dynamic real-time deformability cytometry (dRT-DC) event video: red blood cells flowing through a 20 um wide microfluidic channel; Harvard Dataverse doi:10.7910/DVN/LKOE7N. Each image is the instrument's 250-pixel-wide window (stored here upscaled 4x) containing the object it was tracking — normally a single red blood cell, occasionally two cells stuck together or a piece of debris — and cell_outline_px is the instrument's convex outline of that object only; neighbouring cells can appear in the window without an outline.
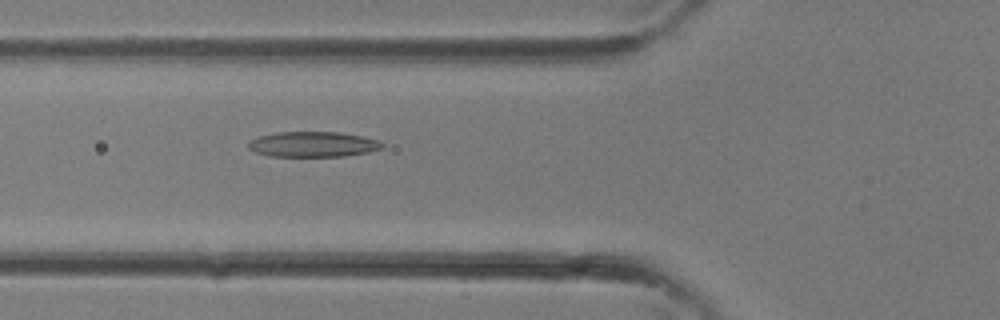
{"species": "common noctule bat (a hibernating species)", "species_latin": "Nyctalus noctula", "temperature_condition": "room temperature", "stored_images_in_passage": 30, "camera_frame_rate_fps": 3000, "um_per_image_px": 0.085, "animal": {"sex": "female"}, "frame": {"image": 1, "passage_image": 9, "time_ms": 2.667, "image_size_px": [1000, 320], "cell_outline_px": [[384, 148], [368, 152], [344, 156], [268, 156], [256, 152], [248, 148], [248, 140], [260, 136], [276, 132], [340, 132], [380, 140], [384, 144]], "centroid_in_image_um": [26.61, 12.26], "position_along_channel_um": 99.2, "area_um2": 19.83}}
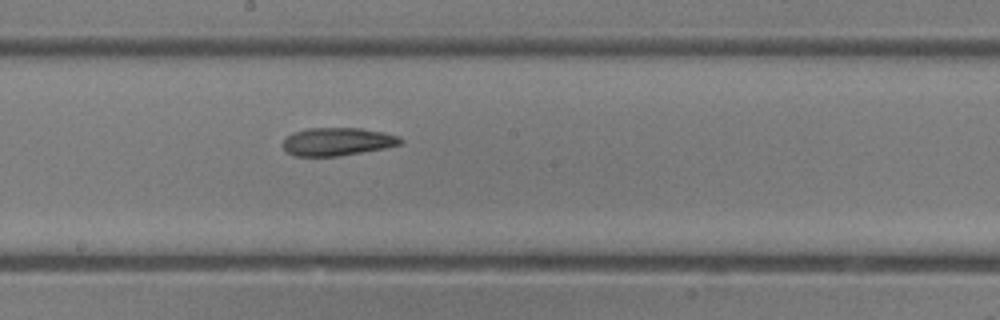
{"frame": {"image": 2, "passage_image": 15, "time_ms": 4.667, "image_size_px": [1000, 320], "cell_outline_px": [[404, 140], [400, 144], [384, 148], [340, 156], [292, 156], [284, 152], [284, 140], [288, 136], [296, 132], [308, 128], [360, 128], [384, 132], [400, 136]], "centroid_in_image_um": [28.69, 12.04], "position_along_channel_um": 219.5, "area_um2": 19.19}}
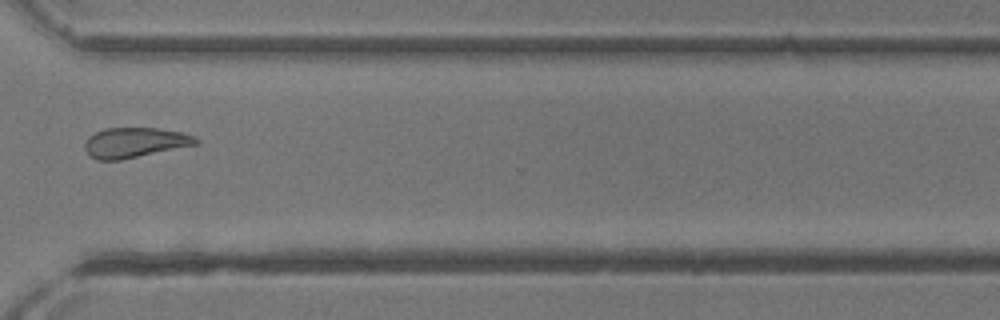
{"frame": {"image": 3, "passage_image": 22, "time_ms": 7.0, "image_size_px": [1000, 320], "cell_outline_px": [[200, 140], [196, 144], [120, 160], [96, 160], [84, 148], [84, 144], [88, 136], [104, 128], [156, 128], [180, 132], [192, 136]], "centroid_in_image_um": [11.4, 12.11], "position_along_channel_um": 359.2, "area_um2": 19.13}}